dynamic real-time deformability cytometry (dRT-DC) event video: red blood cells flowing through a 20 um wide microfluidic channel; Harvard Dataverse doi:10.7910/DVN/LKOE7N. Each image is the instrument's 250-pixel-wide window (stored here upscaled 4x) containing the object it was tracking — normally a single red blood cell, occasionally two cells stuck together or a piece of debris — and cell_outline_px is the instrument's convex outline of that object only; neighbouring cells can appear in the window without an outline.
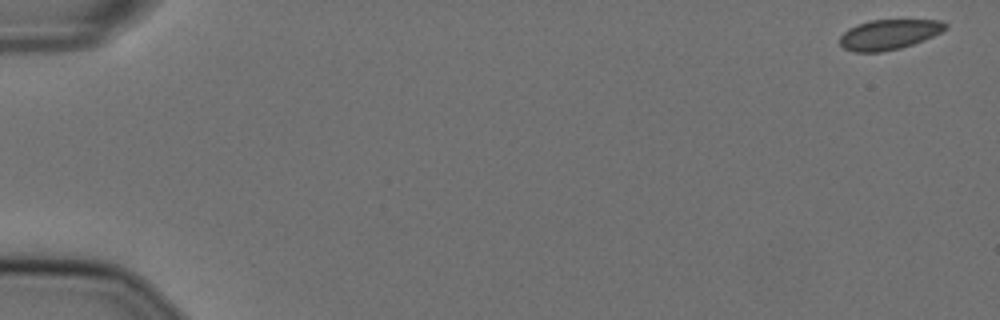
{"species": "Egyptian fruit bat (a non-hibernating species)", "species_latin": "Rousettus aegyptiacus", "temperature_condition": "cold", "stored_images_in_passage": 56, "camera_frame_rate_fps": 3000, "um_per_image_px": 0.085, "animal": {"sex": "female"}, "frame": {"image": 1, "passage_image": 1, "time_ms": 0.0, "image_size_px": [1000, 320], "cell_outline_px": [[948, 28], [924, 40], [900, 48], [880, 52], [852, 52], [844, 48], [840, 44], [840, 36], [848, 28], [856, 24], [868, 20], [940, 20], [948, 24]], "centroid_in_image_um": [75.54, 2.92], "position_along_channel_um": 9.5, "area_um2": 18.55}}
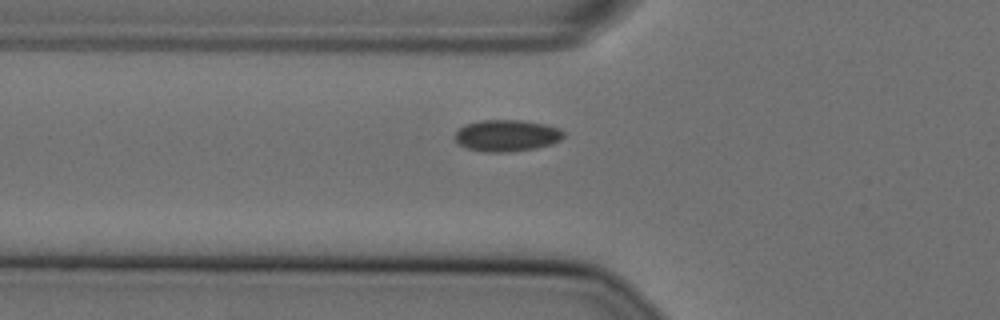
{"frame": {"image": 2, "passage_image": 20, "time_ms": 6.333, "image_size_px": [1000, 320], "cell_outline_px": [[564, 136], [560, 140], [552, 144], [536, 148], [512, 152], [484, 152], [464, 148], [456, 144], [452, 136], [464, 124], [480, 120], [520, 120], [544, 124], [560, 128], [564, 132]], "centroid_in_image_um": [43.02, 11.53], "position_along_channel_um": 82.8, "area_um2": 20.46}}
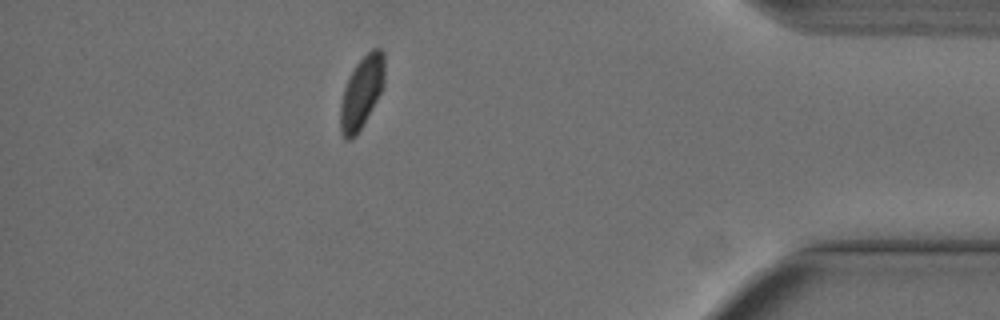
{"frame": {"image": 3, "passage_image": 50, "time_ms": 16.333, "image_size_px": [1000, 320], "cell_outline_px": [[384, 84], [376, 100], [356, 136], [352, 140], [344, 140], [340, 132], [340, 104], [344, 88], [356, 64], [372, 48], [380, 48], [384, 52]], "centroid_in_image_um": [30.72, 7.87], "position_along_channel_um": 404.5, "area_um2": 18.32}}